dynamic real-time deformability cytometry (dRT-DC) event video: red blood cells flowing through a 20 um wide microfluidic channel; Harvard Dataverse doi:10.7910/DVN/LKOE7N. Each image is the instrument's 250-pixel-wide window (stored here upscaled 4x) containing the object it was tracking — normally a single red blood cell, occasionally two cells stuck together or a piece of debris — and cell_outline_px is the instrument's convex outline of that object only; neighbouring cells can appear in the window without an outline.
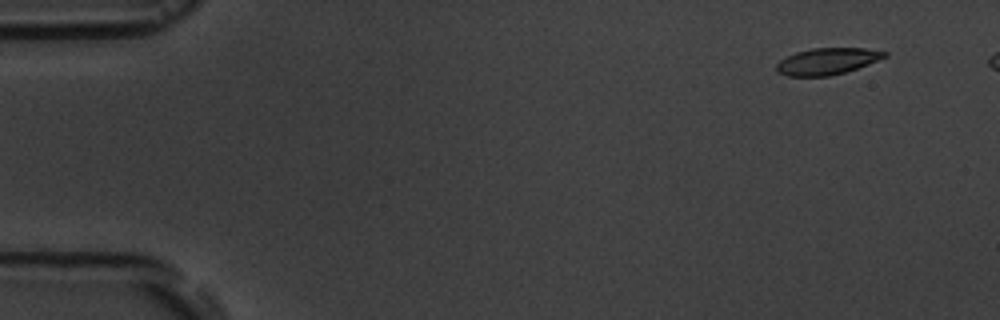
{"species": "common noctule bat (a hibernating species)", "species_latin": "Nyctalus noctula", "temperature_condition": "room temperature", "stored_images_in_passage": 7, "camera_frame_rate_fps": 3000, "um_per_image_px": 0.085, "animal": {"sex": "male", "body_mass_g": 19.5, "forearm_length_mm": 54.6}, "frame": {"image": 1, "passage_image": 2, "time_ms": 1.333, "image_size_px": [1000, 320], "cell_outline_px": [[888, 56], [868, 64], [844, 72], [828, 76], [788, 76], [776, 72], [776, 64], [780, 60], [796, 52], [812, 48], [864, 48], [888, 52]], "centroid_in_image_um": [70.3, 5.2], "position_along_channel_um": 14.7, "area_um2": 16.65}}